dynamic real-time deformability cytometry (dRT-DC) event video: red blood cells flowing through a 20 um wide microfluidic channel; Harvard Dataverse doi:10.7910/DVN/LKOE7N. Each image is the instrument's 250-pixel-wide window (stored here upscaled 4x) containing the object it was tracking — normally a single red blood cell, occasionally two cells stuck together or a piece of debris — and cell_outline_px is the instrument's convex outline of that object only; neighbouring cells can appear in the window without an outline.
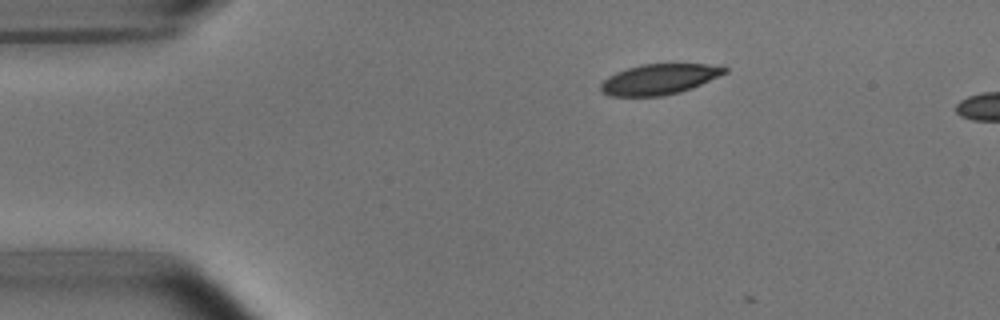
{"species": "common noctule bat (a hibernating species)", "species_latin": "Nyctalus noctula", "temperature_condition": "room temperature", "stored_images_in_passage": 4, "camera_frame_rate_fps": 3000, "um_per_image_px": 0.085, "animal": {"sex": "male", "body_mass_g": 15.6}, "frame": {"image": 1, "passage_image": 1, "time_ms": 0.0, "image_size_px": [1000, 320], "cell_outline_px": [[728, 72], [692, 88], [680, 92], [664, 96], [608, 96], [600, 92], [600, 84], [608, 76], [616, 72], [640, 64], [708, 64], [728, 68]], "centroid_in_image_um": [56.0, 6.74], "position_along_channel_um": 29.0, "area_um2": 22.08}}